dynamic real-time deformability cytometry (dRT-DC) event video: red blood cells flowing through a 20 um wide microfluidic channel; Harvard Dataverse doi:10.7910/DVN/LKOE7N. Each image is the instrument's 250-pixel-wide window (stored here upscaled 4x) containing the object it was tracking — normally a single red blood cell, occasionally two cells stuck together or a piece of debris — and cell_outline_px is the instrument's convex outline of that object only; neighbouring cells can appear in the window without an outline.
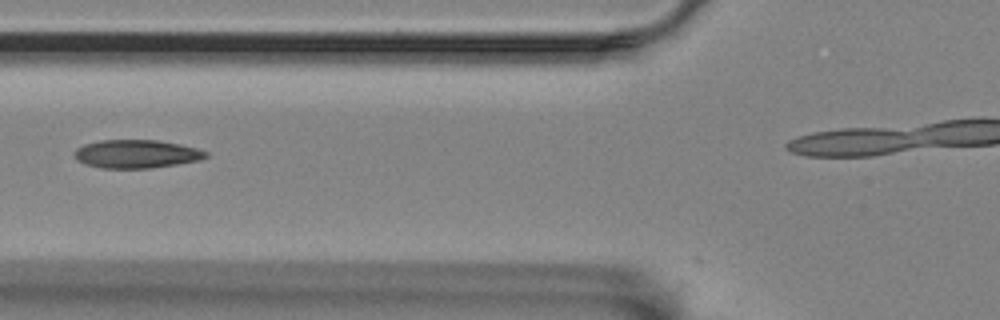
{"species": "Egyptian fruit bat (a non-hibernating species)", "species_latin": "Rousettus aegyptiacus", "temperature_condition": "room temperature", "stored_images_in_passage": 8, "camera_frame_rate_fps": 3000, "um_per_image_px": 0.085, "animal": {"sex": "female"}, "frame": {"image": 1, "passage_image": 3, "time_ms": 0.667, "image_size_px": [1000, 320], "cell_outline_px": [[208, 156], [200, 160], [176, 164], [148, 168], [100, 168], [76, 160], [76, 148], [84, 144], [100, 140], [156, 140], [180, 144], [196, 148], [208, 152]], "centroid_in_image_um": [11.61, 13.08], "position_along_channel_um": 114.2, "area_um2": 21.5}}
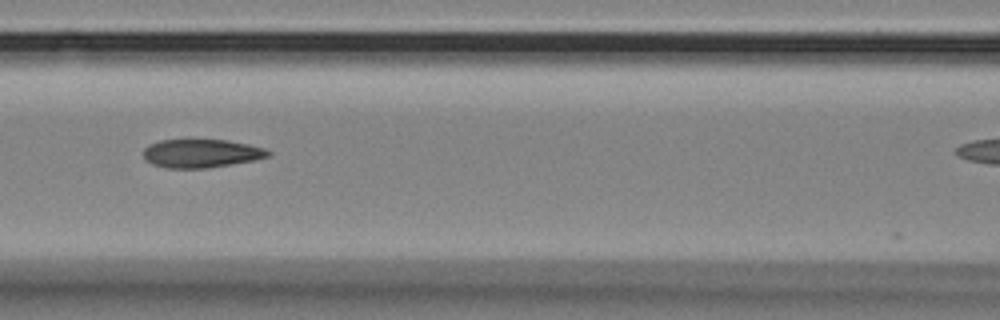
{"frame": {"image": 2, "passage_image": 6, "time_ms": 1.667, "image_size_px": [1000, 320], "cell_outline_px": [[272, 152], [268, 156], [252, 160], [208, 168], [168, 168], [152, 164], [144, 160], [144, 148], [148, 144], [160, 140], [228, 140], [248, 144], [264, 148]], "centroid_in_image_um": [17.07, 13.03], "position_along_channel_um": 149.5, "area_um2": 20.58}}